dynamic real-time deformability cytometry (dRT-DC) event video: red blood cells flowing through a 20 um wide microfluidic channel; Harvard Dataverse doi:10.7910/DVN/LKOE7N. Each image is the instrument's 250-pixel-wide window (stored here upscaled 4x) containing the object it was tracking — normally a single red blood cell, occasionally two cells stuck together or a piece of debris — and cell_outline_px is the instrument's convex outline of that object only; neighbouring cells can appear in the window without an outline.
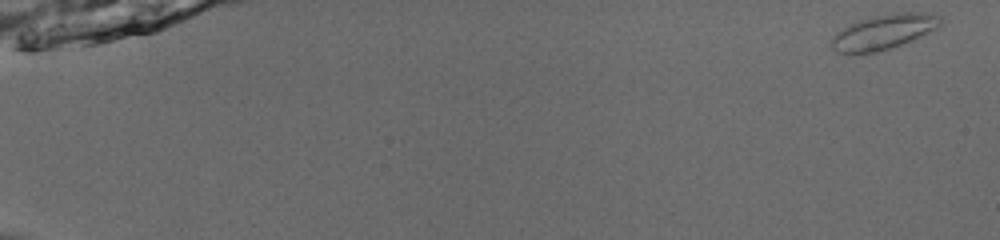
{"species": "common noctule bat (a hibernating species)", "species_latin": "Nyctalus noctula", "temperature_condition": "room temperature", "stored_images_in_passage": 53, "camera_frame_rate_fps": 3000, "um_per_image_px": 0.085, "animal": {"sex": "male", "body_mass_g": 13.0, "forearm_length_mm": 53.1}, "frame": {"image": 1, "passage_image": 1, "time_ms": 0.0, "image_size_px": [1000, 240], "cell_outline_px": [[940, 24], [912, 40], [876, 52], [836, 52], [832, 48], [832, 40], [844, 28], [852, 24], [876, 16], [900, 12], [916, 12], [940, 16]], "centroid_in_image_um": [75.12, 2.71], "position_along_channel_um": 9.9, "area_um2": 20.75}}
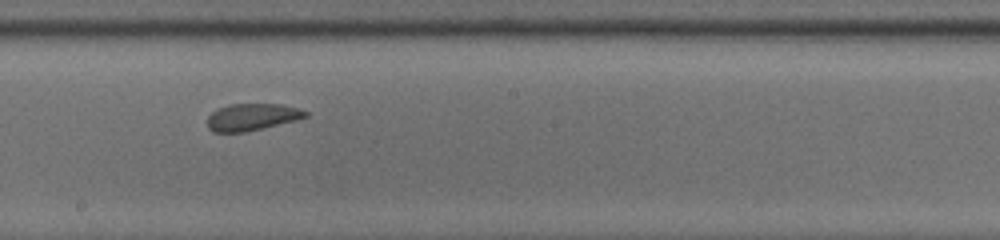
{"frame": {"image": 2, "passage_image": 32, "time_ms": 10.333, "image_size_px": [1000, 240], "cell_outline_px": [[308, 116], [296, 120], [244, 132], [212, 132], [208, 128], [208, 116], [212, 112], [228, 104], [280, 104], [300, 108], [308, 112]], "centroid_in_image_um": [21.42, 9.94], "position_along_channel_um": 226.8, "area_um2": 15.32}}
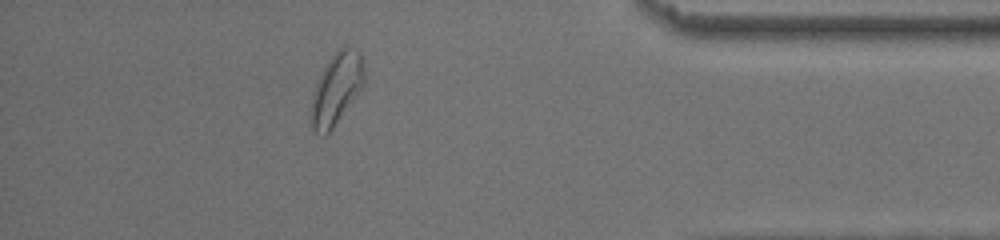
{"frame": {"image": 3, "passage_image": 48, "time_ms": 15.667, "image_size_px": [1000, 240], "cell_outline_px": [[364, 84], [332, 128], [324, 136], [316, 132], [312, 128], [308, 120], [312, 96], [316, 80], [328, 60], [344, 44], [360, 52], [364, 72]], "centroid_in_image_um": [28.54, 7.54], "position_along_channel_um": 406.7, "area_um2": 22.14}, "authors_computed_cell_mechanics": {"area_um2": 18.0336, "velocity_mm_per_s": 3.8801, "shape_relaxation_time_tau1_ms": 3.3187, "shape_relaxation_time_tau2_ms": 1.5778, "deformation_change_tau1": 0.0777, "deformation_change_tau2": 0.0269}}